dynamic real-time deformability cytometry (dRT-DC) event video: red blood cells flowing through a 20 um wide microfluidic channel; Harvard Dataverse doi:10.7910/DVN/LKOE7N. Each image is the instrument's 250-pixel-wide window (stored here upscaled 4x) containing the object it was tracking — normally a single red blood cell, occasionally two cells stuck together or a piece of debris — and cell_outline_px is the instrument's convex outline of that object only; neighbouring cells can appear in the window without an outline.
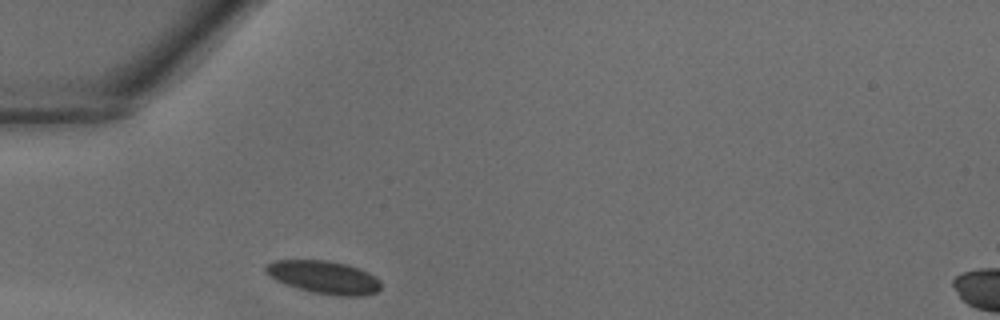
{"species": "common noctule bat (a hibernating species)", "species_latin": "Nyctalus noctula", "temperature_condition": "warm", "stored_images_in_passage": 22, "camera_frame_rate_fps": 3000, "um_per_image_px": 0.085, "animal": {"sex": "male", "body_mass_g": 18.8}, "frame": {"image": 1, "passage_image": 1, "time_ms": 0.0, "image_size_px": [1000, 320], "cell_outline_px": [[380, 288], [376, 292], [360, 296], [340, 296], [312, 292], [276, 280], [264, 272], [264, 264], [276, 260], [328, 260], [348, 264], [368, 272], [380, 280]], "centroid_in_image_um": [27.52, 23.55], "position_along_channel_um": 57.5, "area_um2": 22.02}}
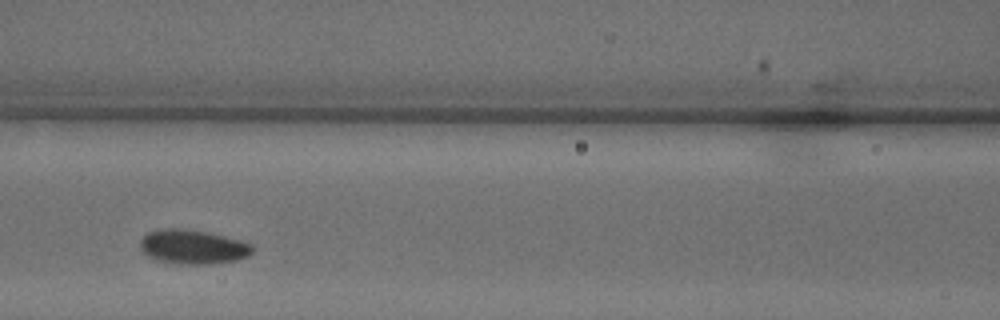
{"frame": {"image": 2, "passage_image": 7, "time_ms": 2.0, "image_size_px": [1000, 320], "cell_outline_px": [[252, 252], [248, 256], [236, 260], [204, 264], [180, 264], [160, 260], [148, 256], [140, 248], [140, 240], [148, 232], [160, 228], [180, 228], [208, 232], [240, 240], [252, 244]], "centroid_in_image_um": [16.38, 20.97], "position_along_channel_um": 150.2, "area_um2": 22.25}}
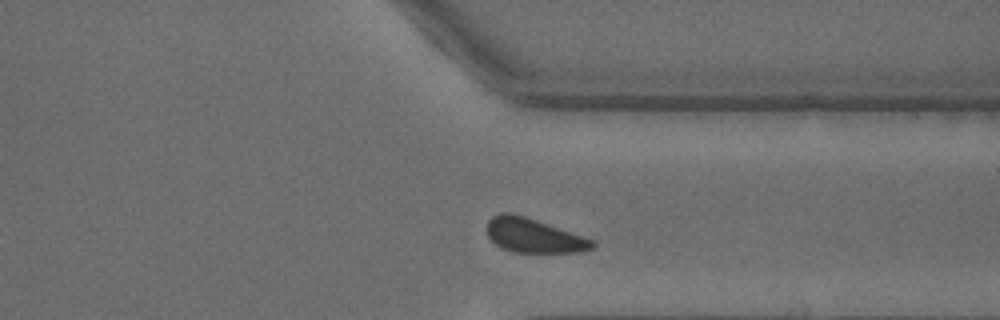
{"frame": {"image": 3, "passage_image": 20, "time_ms": 6.333, "image_size_px": [1000, 320], "cell_outline_px": [[596, 244], [592, 248], [576, 252], [512, 252], [500, 248], [488, 236], [488, 220], [492, 216], [500, 212], [512, 212], [596, 240]], "centroid_in_image_um": [45.35, 20.01], "position_along_channel_um": 366.0, "area_um2": 20.98}}